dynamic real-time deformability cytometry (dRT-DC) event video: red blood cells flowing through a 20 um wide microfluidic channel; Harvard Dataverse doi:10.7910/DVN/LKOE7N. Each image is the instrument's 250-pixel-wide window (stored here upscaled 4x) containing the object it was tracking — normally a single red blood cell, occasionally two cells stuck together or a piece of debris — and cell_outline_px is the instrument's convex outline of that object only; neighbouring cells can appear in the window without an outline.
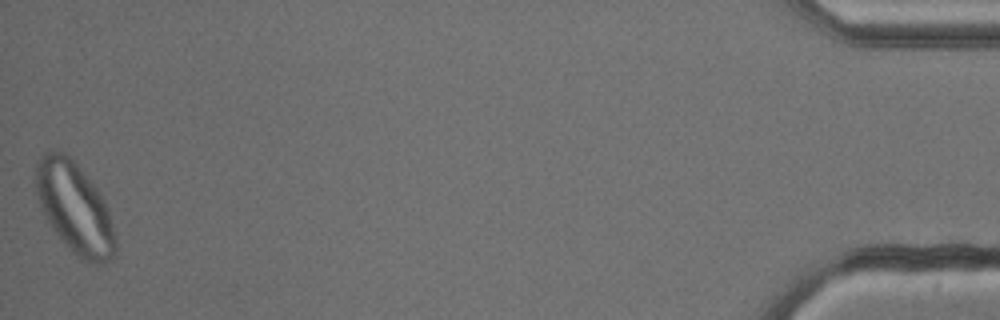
{"species": "common noctule bat (a hibernating species)", "species_latin": "Nyctalus noctula", "temperature_condition": "cold", "stored_images_in_passage": 54, "camera_frame_rate_fps": 3000, "um_per_image_px": 0.085, "animal": {"sex": "male", "body_mass_g": 13.3}, "frame": {"image": 1, "passage_image": 54, "time_ms": 17.667, "image_size_px": [1000, 320], "cell_outline_px": [[116, 256], [112, 260], [104, 264], [88, 264], [80, 260], [72, 252], [52, 228], [40, 208], [36, 192], [36, 164], [40, 156], [44, 152], [64, 152], [76, 164], [96, 188], [104, 200], [116, 236]], "centroid_in_image_um": [6.36, 17.75], "position_along_channel_um": 428.8, "area_um2": 42.14}}